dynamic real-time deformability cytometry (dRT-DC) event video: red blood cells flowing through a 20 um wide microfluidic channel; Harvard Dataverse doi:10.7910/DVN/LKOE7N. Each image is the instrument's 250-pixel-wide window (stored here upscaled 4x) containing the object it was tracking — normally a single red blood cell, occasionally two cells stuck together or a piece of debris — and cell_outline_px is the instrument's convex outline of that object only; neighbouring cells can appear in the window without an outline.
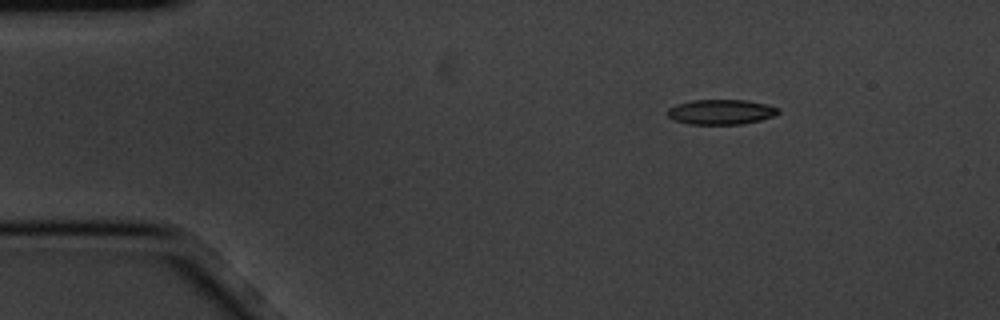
{"species": "common noctule bat (a hibernating species)", "species_latin": "Nyctalus noctula", "temperature_condition": "cold", "stored_images_in_passage": 3, "camera_frame_rate_fps": 3000, "um_per_image_px": 0.085, "animal": {"sex": "male", "body_mass_g": 20.1, "forearm_length_mm": 53.5}, "frame": {"image": 1, "passage_image": 1, "time_ms": 0.0, "image_size_px": [1000, 320], "cell_outline_px": [[780, 112], [772, 116], [760, 120], [740, 124], [688, 124], [672, 120], [664, 112], [668, 108], [676, 104], [692, 100], [748, 100], [768, 104], [780, 108]], "centroid_in_image_um": [61.25, 9.51], "position_along_channel_um": 23.8, "area_um2": 16.36}}